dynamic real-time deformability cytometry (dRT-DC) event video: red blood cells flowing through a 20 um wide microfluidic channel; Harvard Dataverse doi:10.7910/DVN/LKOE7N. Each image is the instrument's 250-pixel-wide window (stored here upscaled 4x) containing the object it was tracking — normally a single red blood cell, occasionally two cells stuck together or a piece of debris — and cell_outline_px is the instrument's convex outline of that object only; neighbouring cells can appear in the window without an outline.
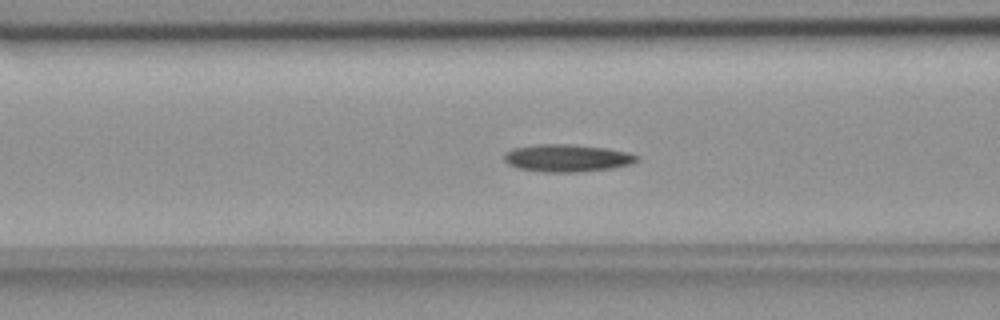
{"species": "common noctule bat (a hibernating species)", "species_latin": "Nyctalus noctula", "temperature_condition": "room temperature", "stored_images_in_passage": 56, "camera_frame_rate_fps": 3000, "um_per_image_px": 0.085, "animal": {"sex": "female", "body_mass_g": 18.4}, "frame": {"image": 1, "passage_image": 21, "time_ms": 6.667, "image_size_px": [1000, 320], "cell_outline_px": [[640, 160], [632, 164], [612, 168], [576, 172], [544, 172], [516, 168], [508, 164], [504, 160], [504, 152], [512, 148], [536, 144], [572, 144], [608, 148], [628, 152], [640, 156]], "centroid_in_image_um": [48.21, 13.43], "position_along_channel_um": 118.4, "area_um2": 21.56}}
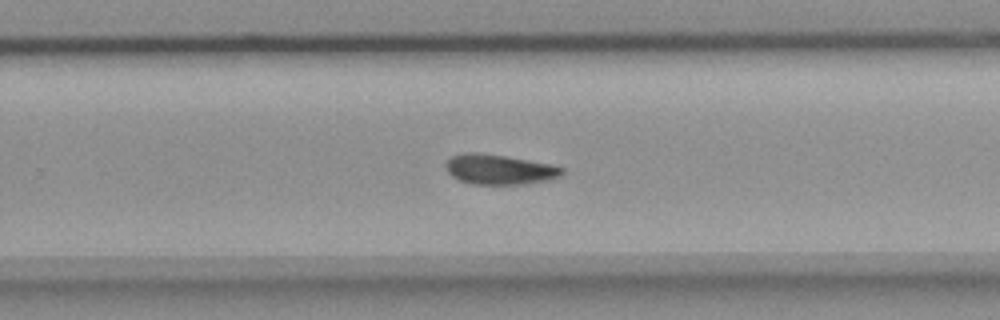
{"frame": {"image": 2, "passage_image": 35, "time_ms": 11.333, "image_size_px": [1000, 320], "cell_outline_px": [[564, 172], [560, 176], [548, 180], [524, 184], [468, 184], [452, 176], [448, 172], [444, 164], [452, 156], [464, 152], [476, 152], [504, 156], [552, 164], [564, 168]], "centroid_in_image_um": [42.44, 14.4], "position_along_channel_um": 287.4, "area_um2": 20.35}}
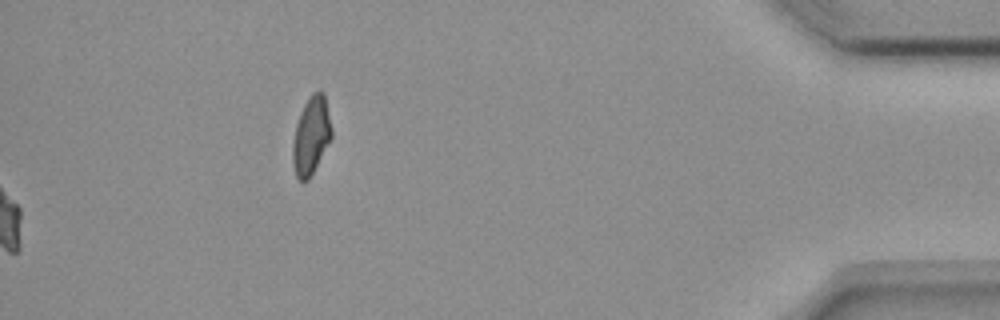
{"frame": {"image": 3, "passage_image": 56, "time_ms": 18.333, "image_size_px": [1000, 320], "cell_outline_px": [[332, 136], [308, 180], [296, 180], [292, 164], [292, 144], [296, 124], [300, 112], [308, 96], [312, 92], [320, 88], [324, 92], [332, 128]], "centroid_in_image_um": [26.43, 11.48], "position_along_channel_um": 408.8, "area_um2": 17.8}, "authors_computed_cell_mechanics": {"area_um2": 20.1144, "velocity_mm_per_s": 3.6354, "shape_relaxation_time_tau1_ms": null, "shape_relaxation_time_tau2_ms": 9.8882, "deformation_change_tau1": null, "deformation_change_tau2": 0.1683}}